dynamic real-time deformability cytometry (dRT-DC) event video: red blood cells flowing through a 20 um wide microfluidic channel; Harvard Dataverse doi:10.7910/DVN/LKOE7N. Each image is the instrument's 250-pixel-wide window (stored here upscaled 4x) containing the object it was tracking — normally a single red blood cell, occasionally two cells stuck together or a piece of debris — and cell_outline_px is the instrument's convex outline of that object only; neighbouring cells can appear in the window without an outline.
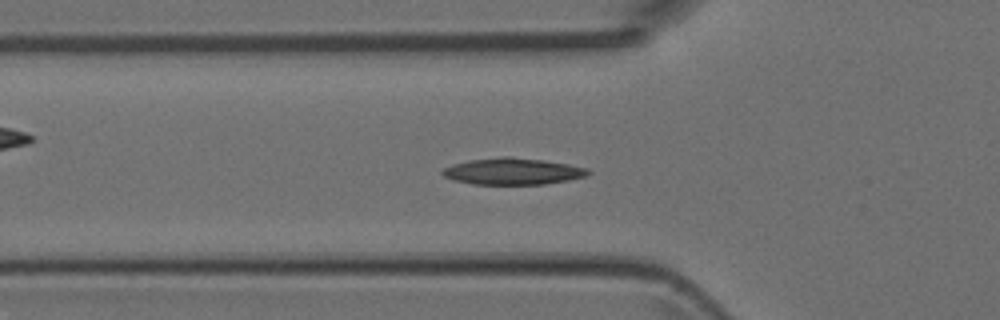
{"species": "Egyptian fruit bat (a non-hibernating species)", "species_latin": "Rousettus aegyptiacus", "temperature_condition": "room temperature", "stored_images_in_passage": 49, "camera_frame_rate_fps": 3000, "um_per_image_px": 0.085, "animal": {"sex": "female"}, "frame": {"image": 1, "passage_image": 16, "time_ms": 5.0, "image_size_px": [1000, 320], "cell_outline_px": [[592, 172], [588, 176], [568, 180], [544, 184], [472, 184], [456, 180], [444, 176], [440, 172], [444, 168], [452, 164], [468, 160], [500, 156], [512, 156], [544, 160], [568, 164], [588, 168]], "centroid_in_image_um": [43.61, 14.55], "position_along_channel_um": 82.2, "area_um2": 22.72}}
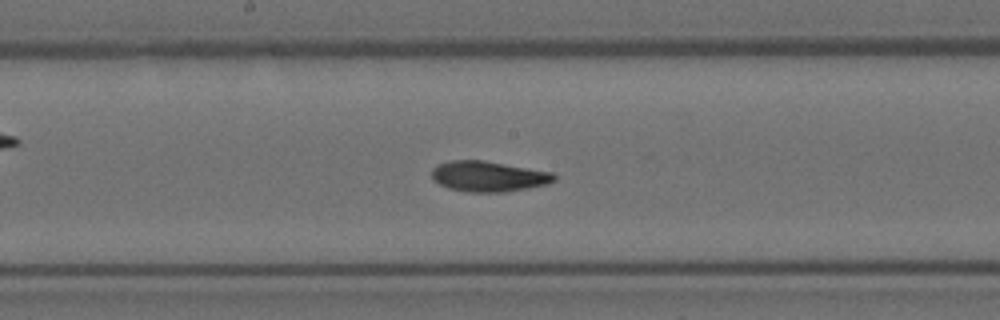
{"frame": {"image": 2, "passage_image": 25, "time_ms": 8.0, "image_size_px": [1000, 320], "cell_outline_px": [[556, 180], [548, 184], [528, 188], [504, 192], [468, 192], [448, 188], [440, 184], [432, 176], [432, 168], [436, 164], [452, 160], [484, 160], [552, 172], [556, 176]], "centroid_in_image_um": [41.53, 14.99], "position_along_channel_um": 206.7, "area_um2": 21.79}}
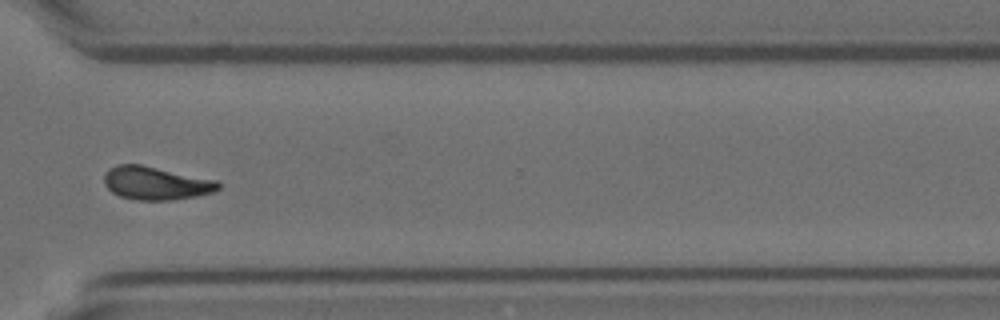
{"frame": {"image": 3, "passage_image": 36, "time_ms": 11.667, "image_size_px": [1000, 320], "cell_outline_px": [[220, 188], [212, 192], [196, 196], [172, 200], [136, 200], [120, 196], [112, 192], [104, 184], [104, 176], [108, 168], [116, 164], [140, 164], [216, 180], [220, 184]], "centroid_in_image_um": [13.21, 15.57], "position_along_channel_um": 357.4, "area_um2": 22.02}}